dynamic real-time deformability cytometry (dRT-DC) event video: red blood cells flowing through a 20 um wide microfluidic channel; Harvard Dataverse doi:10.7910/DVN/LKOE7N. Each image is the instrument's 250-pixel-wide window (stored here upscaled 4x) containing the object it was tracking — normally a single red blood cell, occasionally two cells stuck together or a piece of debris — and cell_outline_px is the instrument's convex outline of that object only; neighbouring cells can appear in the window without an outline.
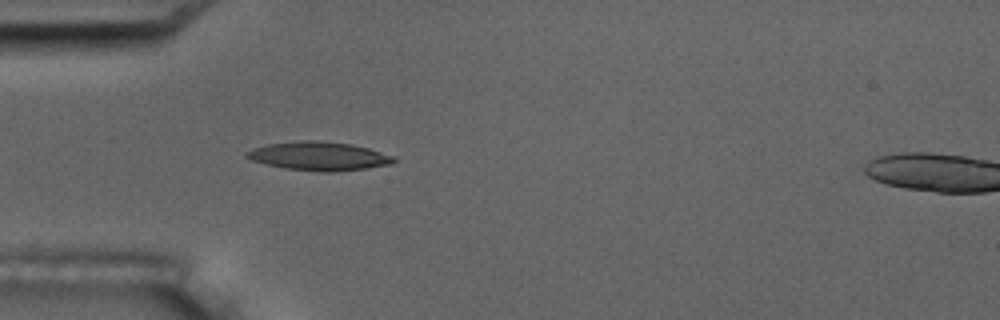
{"species": "common noctule bat (a hibernating species)", "species_latin": "Nyctalus noctula", "temperature_condition": "room temperature", "stored_images_in_passage": 7, "camera_frame_rate_fps": 3000, "um_per_image_px": 0.085, "animal": {"sex": "male", "body_mass_g": 17.5, "forearm_length_mm": 52.3}, "frame": {"image": 1, "passage_image": 6, "time_ms": 6.667, "image_size_px": [1000, 320], "cell_outline_px": [[396, 160], [392, 164], [364, 168], [332, 172], [328, 172], [288, 168], [268, 164], [252, 160], [244, 156], [244, 152], [252, 148], [268, 144], [300, 140], [316, 140], [352, 144], [368, 148], [396, 156]], "centroid_in_image_um": [27.12, 13.25], "position_along_channel_um": 57.9, "area_um2": 24.39}}